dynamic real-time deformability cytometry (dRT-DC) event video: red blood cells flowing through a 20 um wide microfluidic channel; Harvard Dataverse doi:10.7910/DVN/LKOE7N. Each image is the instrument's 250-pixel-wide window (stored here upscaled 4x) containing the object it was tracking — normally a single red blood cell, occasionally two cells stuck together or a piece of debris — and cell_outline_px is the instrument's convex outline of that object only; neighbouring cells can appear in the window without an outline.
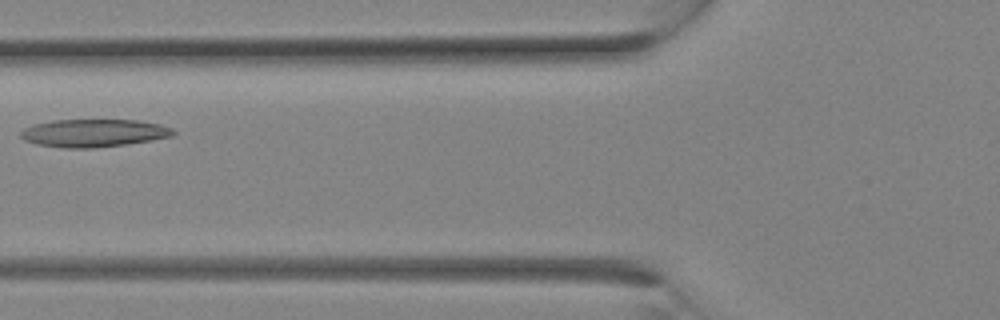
{"species": "Egyptian fruit bat (a non-hibernating species)", "species_latin": "Rousettus aegyptiacus", "temperature_condition": "room temperature", "stored_images_in_passage": 9, "camera_frame_rate_fps": 3000, "um_per_image_px": 0.085, "animal": {"sex": "female"}, "frame": {"image": 1, "passage_image": 8, "time_ms": 2.333, "image_size_px": [1000, 320], "cell_outline_px": [[176, 132], [172, 136], [152, 140], [124, 144], [92, 148], [68, 148], [36, 144], [24, 140], [20, 136], [20, 132], [24, 128], [36, 124], [52, 120], [136, 120], [160, 124], [172, 128]], "centroid_in_image_um": [7.96, 11.3], "position_along_channel_um": 117.8, "area_um2": 24.57}}